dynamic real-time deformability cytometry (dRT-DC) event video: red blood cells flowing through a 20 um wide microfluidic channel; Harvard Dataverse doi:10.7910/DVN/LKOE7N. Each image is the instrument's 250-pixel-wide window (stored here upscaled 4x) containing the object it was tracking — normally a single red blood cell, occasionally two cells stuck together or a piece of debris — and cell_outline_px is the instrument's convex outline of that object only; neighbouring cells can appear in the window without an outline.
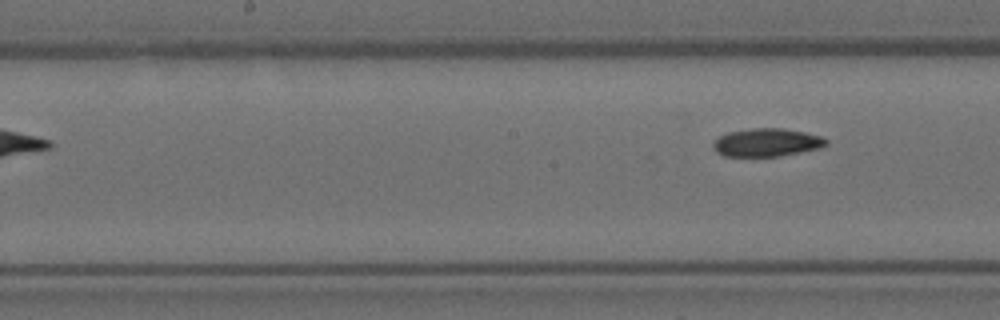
{"species": "Egyptian fruit bat (a non-hibernating species)", "species_latin": "Rousettus aegyptiacus", "temperature_condition": "room temperature", "stored_images_in_passage": 7, "segment_of_instrument_passage": [2, 2], "camera_frame_rate_fps": 3000, "um_per_image_px": 0.085, "animal": {"sex": "female"}, "frame": {"image": 1, "passage_image": 7, "time_ms": 2.0, "image_size_px": [1000, 320], "cell_outline_px": [[828, 144], [820, 148], [780, 156], [724, 156], [716, 152], [712, 144], [720, 136], [728, 132], [752, 128], [784, 128], [804, 132], [820, 136], [828, 140]], "centroid_in_image_um": [65.18, 12.11], "position_along_channel_um": 183.0, "area_um2": 18.44}}